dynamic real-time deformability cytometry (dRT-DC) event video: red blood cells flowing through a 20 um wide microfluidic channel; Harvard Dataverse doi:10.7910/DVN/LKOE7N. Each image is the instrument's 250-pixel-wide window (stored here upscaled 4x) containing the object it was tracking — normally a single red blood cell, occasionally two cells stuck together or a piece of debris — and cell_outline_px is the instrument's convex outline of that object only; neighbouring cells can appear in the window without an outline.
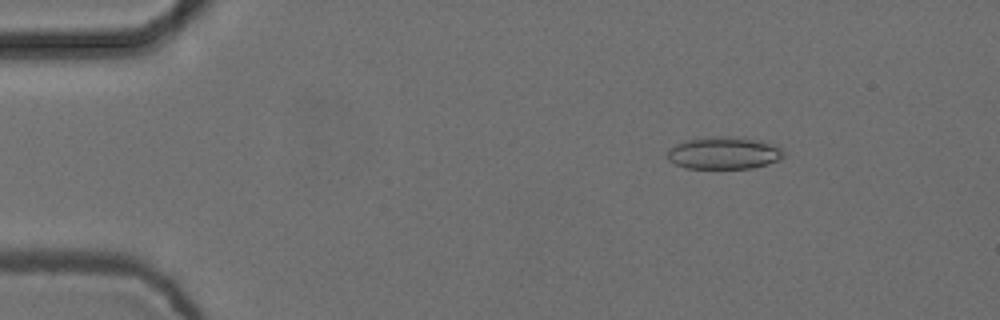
{"species": "common noctule bat (a hibernating species)", "species_latin": "Nyctalus noctula", "temperature_condition": "cold", "stored_images_in_passage": 54, "camera_frame_rate_fps": 3000, "um_per_image_px": 0.085, "animal": {"sex": "female", "body_mass_g": 24.6, "forearm_length_mm": 56.2}, "frame": {"image": 1, "passage_image": 8, "time_ms": 2.333, "image_size_px": [1000, 320], "cell_outline_px": [[784, 156], [780, 160], [768, 164], [752, 168], [684, 168], [668, 160], [668, 152], [676, 144], [684, 140], [708, 136], [716, 136], [760, 140], [776, 144], [784, 152]], "centroid_in_image_um": [61.56, 13.01], "position_along_channel_um": 23.4, "area_um2": 21.91}}
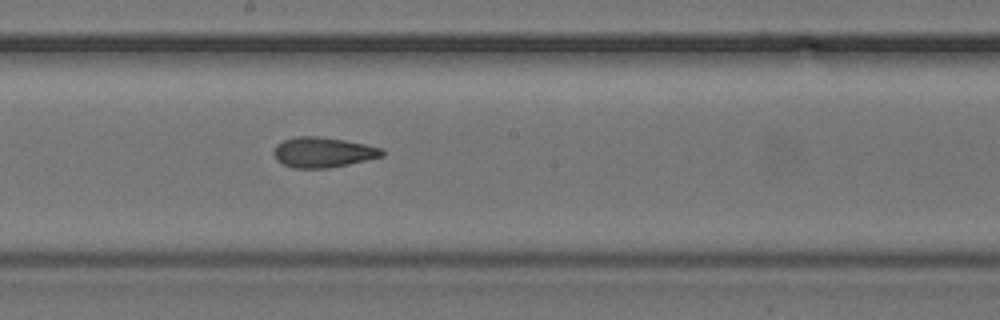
{"frame": {"image": 2, "passage_image": 30, "time_ms": 9.667, "image_size_px": [1000, 320], "cell_outline_px": [[384, 156], [348, 164], [328, 168], [292, 168], [276, 160], [272, 152], [276, 144], [284, 140], [296, 136], [320, 136], [344, 140], [364, 144], [380, 148], [384, 152]], "centroid_in_image_um": [27.41, 12.94], "position_along_channel_um": 220.8, "area_um2": 19.07}}
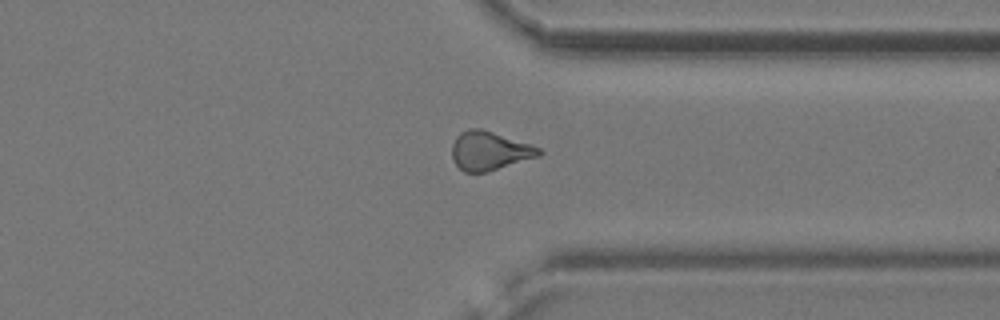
{"frame": {"image": 3, "passage_image": 42, "time_ms": 13.667, "image_size_px": [1000, 320], "cell_outline_px": [[544, 152], [540, 156], [488, 172], [464, 172], [452, 160], [452, 144], [456, 136], [460, 132], [468, 128], [480, 128], [532, 144], [540, 148]], "centroid_in_image_um": [41.62, 12.82], "position_along_channel_um": 369.8, "area_um2": 19.88}, "authors_computed_cell_mechanics": {"area_um2": 19.363, "velocity_mm_per_s": 3.7624, "shape_relaxation_time_tau1_ms": 5.8281, "shape_relaxation_time_tau2_ms": 3.2849, "deformation_change_tau1": 0.1165, "deformation_change_tau2": 0.1038}}